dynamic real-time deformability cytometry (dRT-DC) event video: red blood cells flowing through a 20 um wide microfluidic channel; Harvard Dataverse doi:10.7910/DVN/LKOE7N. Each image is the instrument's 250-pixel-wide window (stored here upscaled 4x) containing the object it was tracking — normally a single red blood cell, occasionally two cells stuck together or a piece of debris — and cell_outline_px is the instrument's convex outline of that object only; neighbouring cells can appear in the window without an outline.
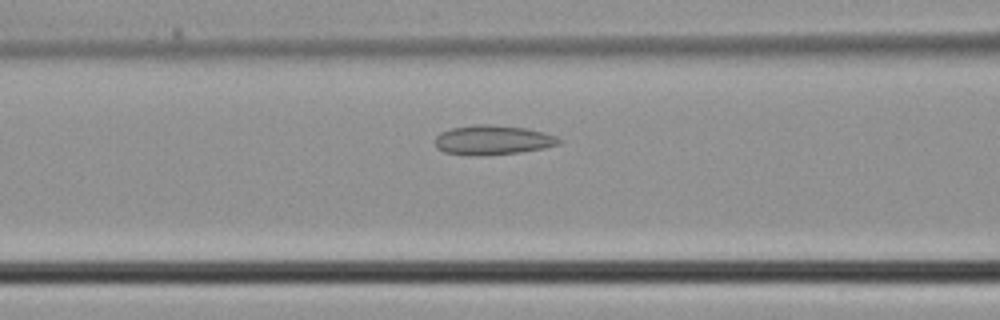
{"species": "common noctule bat (a hibernating species)", "species_latin": "Nyctalus noctula", "temperature_condition": "cold", "stored_images_in_passage": 5, "camera_frame_rate_fps": 3000, "um_per_image_px": 0.085, "animal": {"sex": "male", "body_mass_g": 21.5, "forearm_length_mm": 52.0}, "frame": {"image": 1, "passage_image": 5, "time_ms": 1.333, "image_size_px": [1000, 320], "cell_outline_px": [[564, 140], [560, 144], [544, 148], [520, 152], [476, 156], [468, 156], [444, 152], [436, 148], [436, 136], [440, 132], [452, 128], [476, 124], [488, 124], [524, 128], [544, 132], [556, 136]], "centroid_in_image_um": [41.89, 11.91], "position_along_channel_um": 124.7, "area_um2": 21.44}}